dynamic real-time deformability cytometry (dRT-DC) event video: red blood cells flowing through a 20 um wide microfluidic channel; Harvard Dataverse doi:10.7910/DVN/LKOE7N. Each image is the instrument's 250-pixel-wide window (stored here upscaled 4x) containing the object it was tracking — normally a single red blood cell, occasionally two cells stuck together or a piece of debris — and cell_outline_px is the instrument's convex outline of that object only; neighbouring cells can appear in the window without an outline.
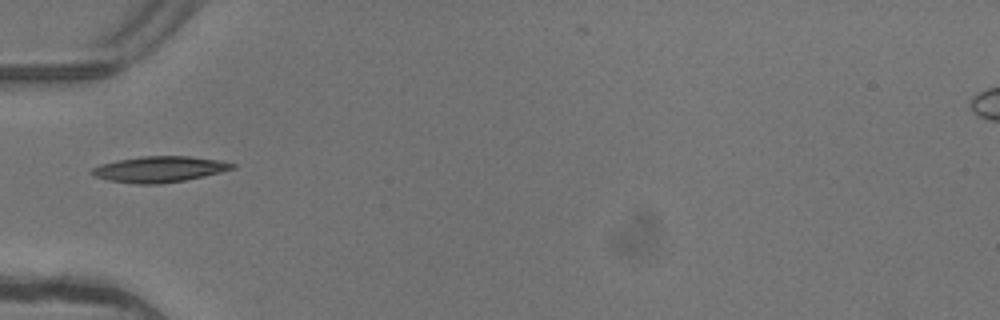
{"species": "common noctule bat (a hibernating species)", "species_latin": "Nyctalus noctula", "temperature_condition": "warm", "stored_images_in_passage": 5, "camera_frame_rate_fps": 3000, "um_per_image_px": 0.085, "animal": {"sex": "female"}, "frame": {"image": 1, "passage_image": 4, "time_ms": 1.0, "image_size_px": [1000, 320], "cell_outline_px": [[236, 168], [204, 176], [184, 180], [160, 184], [136, 184], [108, 180], [92, 176], [88, 172], [92, 168], [100, 164], [116, 160], [140, 156], [188, 156], [220, 160], [236, 164]], "centroid_in_image_um": [13.51, 14.38], "position_along_channel_um": 71.5, "area_um2": 21.39}}
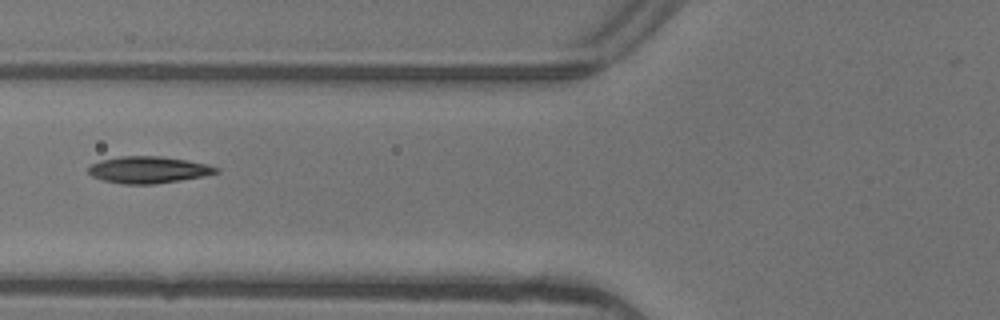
{"frame": {"image": 2, "passage_image": 5, "time_ms": 1.333, "image_size_px": [1000, 320], "cell_outline_px": [[220, 172], [204, 176], [180, 180], [152, 184], [124, 184], [104, 180], [92, 176], [88, 172], [88, 168], [92, 164], [100, 160], [120, 156], [160, 156], [188, 160], [208, 164], [220, 168]], "centroid_in_image_um": [12.65, 14.42], "position_along_channel_um": 113.2, "area_um2": 19.94}}